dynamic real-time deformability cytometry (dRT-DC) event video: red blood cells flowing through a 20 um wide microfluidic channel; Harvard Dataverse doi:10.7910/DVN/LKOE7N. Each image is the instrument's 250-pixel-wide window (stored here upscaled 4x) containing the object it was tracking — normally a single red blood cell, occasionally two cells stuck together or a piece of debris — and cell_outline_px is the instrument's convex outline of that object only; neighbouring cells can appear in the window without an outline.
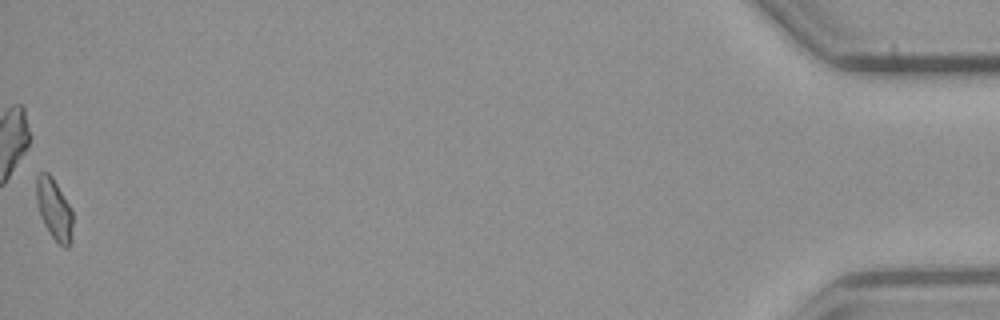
{"species": "common noctule bat (a hibernating species)", "species_latin": "Nyctalus noctula", "temperature_condition": "cold", "stored_images_in_passage": 54, "camera_frame_rate_fps": 3000, "um_per_image_px": 0.085, "animal": {"sex": "male", "body_mass_g": 23.1, "forearm_length_mm": 52.7}, "frame": {"image": 1, "passage_image": 54, "time_ms": 17.667, "image_size_px": [1000, 320], "cell_outline_px": [[72, 244], [68, 248], [64, 248], [52, 236], [44, 224], [40, 216], [36, 204], [36, 176], [40, 172], [48, 172], [52, 176], [72, 208]], "centroid_in_image_um": [4.61, 17.78], "position_along_channel_um": 430.6, "area_um2": 13.24}, "authors_computed_cell_mechanics": {"area_um2": 13.5541, "velocity_mm_per_s": 3.804, "shape_relaxation_time_tau1_ms": null, "shape_relaxation_time_tau2_ms": 7.0422, "deformation_change_tau1": null, "deformation_change_tau2": 0.1073}}